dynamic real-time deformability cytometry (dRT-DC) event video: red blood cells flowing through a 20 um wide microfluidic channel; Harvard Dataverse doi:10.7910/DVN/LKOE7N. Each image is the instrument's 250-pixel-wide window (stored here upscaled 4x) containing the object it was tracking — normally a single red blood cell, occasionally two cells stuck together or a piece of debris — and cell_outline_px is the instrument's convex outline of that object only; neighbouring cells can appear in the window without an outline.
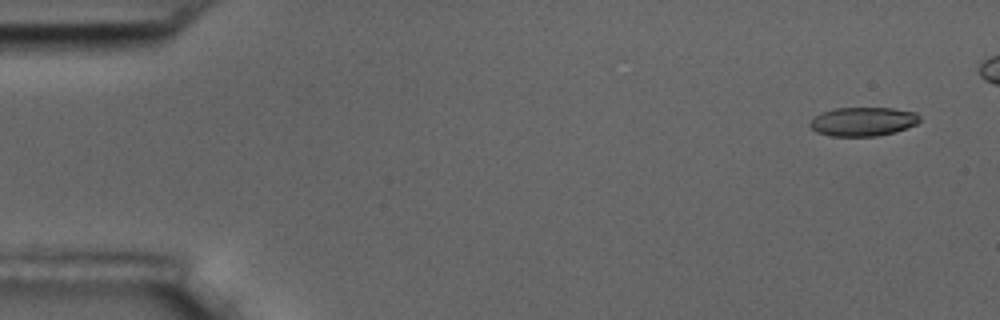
{"species": "common noctule bat (a hibernating species)", "species_latin": "Nyctalus noctula", "temperature_condition": "room temperature", "stored_images_in_passage": 4, "camera_frame_rate_fps": 3000, "um_per_image_px": 0.085, "animal": {"sex": "male", "body_mass_g": 17.5, "forearm_length_mm": 52.3}, "frame": {"image": 1, "passage_image": 1, "time_ms": 0.0, "image_size_px": [1000, 320], "cell_outline_px": [[920, 120], [916, 124], [896, 132], [876, 136], [832, 136], [816, 132], [808, 124], [816, 116], [832, 108], [892, 108], [916, 112], [920, 116]], "centroid_in_image_um": [73.38, 10.33], "position_along_channel_um": 11.6, "area_um2": 18.44}}